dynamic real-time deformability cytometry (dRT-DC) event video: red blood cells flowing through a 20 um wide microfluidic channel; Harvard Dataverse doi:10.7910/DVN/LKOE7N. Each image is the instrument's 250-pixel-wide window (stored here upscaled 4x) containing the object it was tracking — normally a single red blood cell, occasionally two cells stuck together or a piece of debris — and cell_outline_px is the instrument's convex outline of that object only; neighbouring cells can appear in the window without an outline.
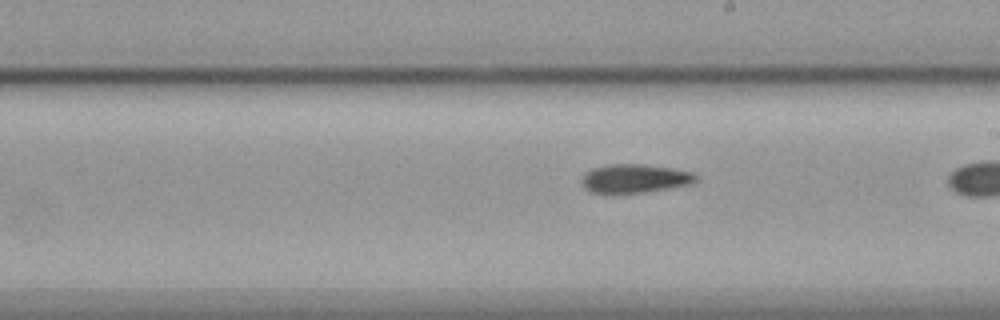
{"species": "common noctule bat (a hibernating species)", "species_latin": "Nyctalus noctula", "temperature_condition": "cold", "stored_images_in_passage": 31, "camera_frame_rate_fps": 3000, "um_per_image_px": 0.085, "animal": {"sex": "female", "body_mass_g": 19.9}, "frame": {"image": 1, "passage_image": 29, "time_ms": 9.333, "image_size_px": [1000, 320], "cell_outline_px": [[700, 180], [692, 184], [648, 192], [608, 196], [604, 196], [588, 192], [580, 184], [580, 176], [584, 172], [592, 168], [608, 164], [644, 164], [672, 168], [692, 172]], "centroid_in_image_um": [53.85, 15.22], "position_along_channel_um": 235.2, "area_um2": 20.29}}